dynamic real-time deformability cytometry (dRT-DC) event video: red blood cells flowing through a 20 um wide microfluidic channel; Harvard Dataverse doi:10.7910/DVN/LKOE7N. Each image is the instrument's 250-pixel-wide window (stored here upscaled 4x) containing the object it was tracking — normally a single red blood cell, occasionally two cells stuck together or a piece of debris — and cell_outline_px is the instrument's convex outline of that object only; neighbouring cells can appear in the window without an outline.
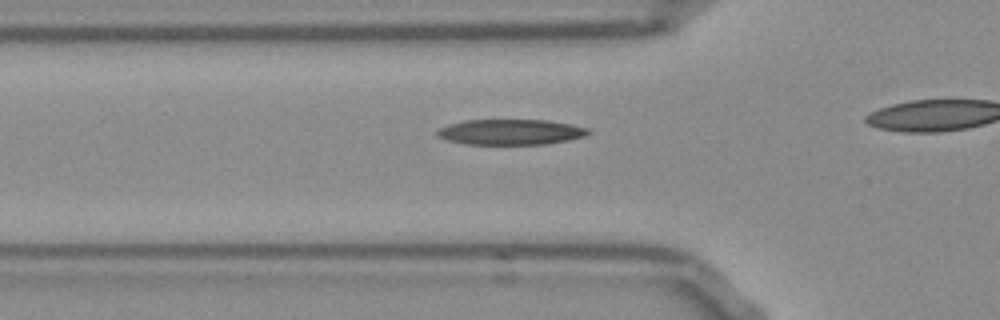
{"species": "Egyptian fruit bat (a non-hibernating species)", "species_latin": "Rousettus aegyptiacus", "temperature_condition": "room temperature", "stored_images_in_passage": 21, "camera_frame_rate_fps": 3000, "um_per_image_px": 0.085, "frame": {"image": 1, "passage_image": 13, "time_ms": 4.0, "image_size_px": [1000, 320], "cell_outline_px": [[592, 132], [584, 136], [568, 140], [544, 144], [464, 144], [448, 140], [436, 136], [436, 132], [440, 128], [448, 124], [464, 120], [548, 120], [572, 124], [588, 128]], "centroid_in_image_um": [43.4, 11.21], "position_along_channel_um": 82.4, "area_um2": 22.48}}
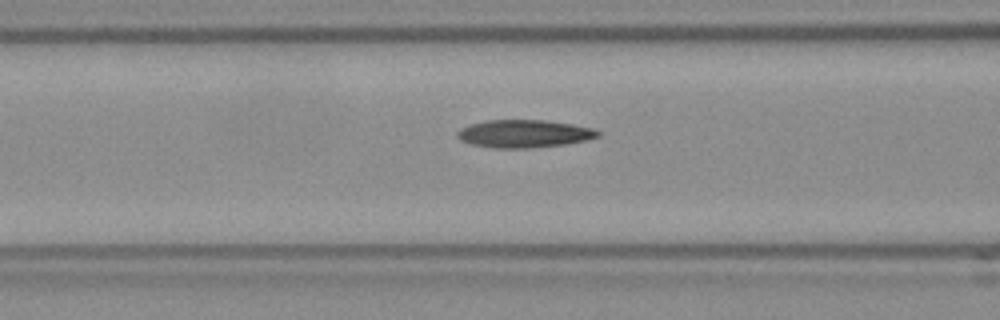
{"frame": {"image": 2, "passage_image": 16, "time_ms": 5.0, "image_size_px": [1000, 320], "cell_outline_px": [[600, 136], [584, 140], [564, 144], [528, 148], [492, 148], [472, 144], [460, 140], [456, 136], [456, 132], [460, 128], [484, 120], [544, 120], [572, 124], [592, 128], [600, 132]], "centroid_in_image_um": [44.5, 11.36], "position_along_channel_um": 122.1, "area_um2": 22.66}}